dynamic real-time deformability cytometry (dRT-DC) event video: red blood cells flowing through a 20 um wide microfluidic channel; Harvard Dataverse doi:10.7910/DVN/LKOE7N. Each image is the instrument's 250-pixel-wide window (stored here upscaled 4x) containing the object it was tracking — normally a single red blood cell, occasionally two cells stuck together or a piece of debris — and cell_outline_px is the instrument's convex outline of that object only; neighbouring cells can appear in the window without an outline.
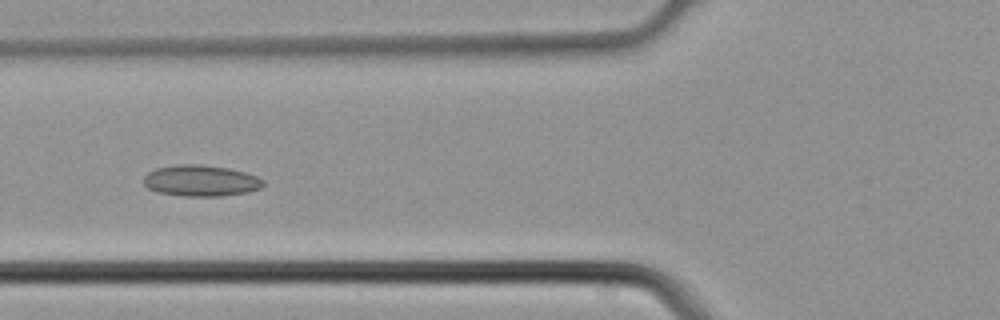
{"species": "common noctule bat (a hibernating species)", "species_latin": "Nyctalus noctula", "temperature_condition": "cold", "stored_images_in_passage": 3, "camera_frame_rate_fps": 3000, "um_per_image_px": 0.085, "animal": {"sex": "male", "body_mass_g": 21.5, "forearm_length_mm": 52.0}, "frame": {"image": 1, "passage_image": 3, "time_ms": 0.667, "image_size_px": [1000, 320], "cell_outline_px": [[264, 184], [260, 188], [248, 192], [220, 196], [184, 196], [156, 192], [148, 188], [144, 184], [144, 176], [148, 172], [156, 168], [180, 164], [200, 164], [228, 168], [244, 172], [256, 176], [264, 180]], "centroid_in_image_um": [17.06, 15.36], "position_along_channel_um": 108.7, "area_um2": 21.73}}